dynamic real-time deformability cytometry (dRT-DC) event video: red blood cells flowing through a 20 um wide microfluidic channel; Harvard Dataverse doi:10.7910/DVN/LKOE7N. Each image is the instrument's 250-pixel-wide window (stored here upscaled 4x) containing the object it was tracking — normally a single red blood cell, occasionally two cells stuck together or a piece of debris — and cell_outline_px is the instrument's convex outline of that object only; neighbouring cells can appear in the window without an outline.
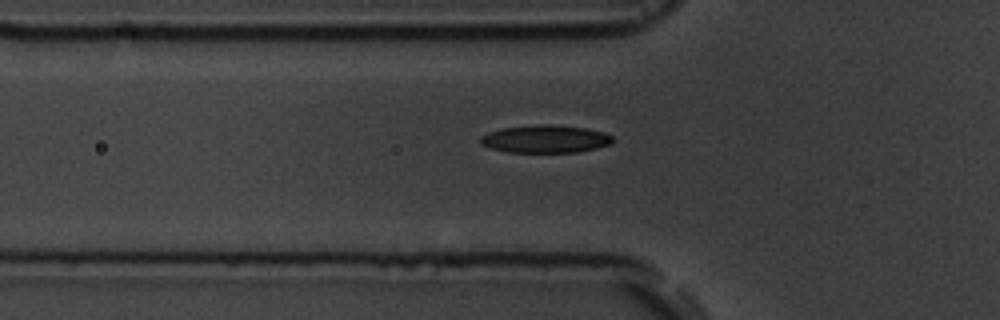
{"species": "common noctule bat (a hibernating species)", "species_latin": "Nyctalus noctula", "temperature_condition": "room temperature", "stored_images_in_passage": 3, "camera_frame_rate_fps": 3000, "um_per_image_px": 0.085, "animal": {"sex": "male", "body_mass_g": 19.5, "forearm_length_mm": 54.6}, "frame": {"image": 1, "passage_image": 3, "time_ms": 2.333, "image_size_px": [1000, 320], "cell_outline_px": [[612, 140], [608, 144], [596, 148], [576, 152], [508, 152], [492, 148], [480, 144], [480, 136], [488, 132], [504, 128], [540, 124], [552, 124], [588, 128], [604, 132], [612, 136]], "centroid_in_image_um": [46.34, 11.8], "position_along_channel_um": 79.5, "area_um2": 21.27}}